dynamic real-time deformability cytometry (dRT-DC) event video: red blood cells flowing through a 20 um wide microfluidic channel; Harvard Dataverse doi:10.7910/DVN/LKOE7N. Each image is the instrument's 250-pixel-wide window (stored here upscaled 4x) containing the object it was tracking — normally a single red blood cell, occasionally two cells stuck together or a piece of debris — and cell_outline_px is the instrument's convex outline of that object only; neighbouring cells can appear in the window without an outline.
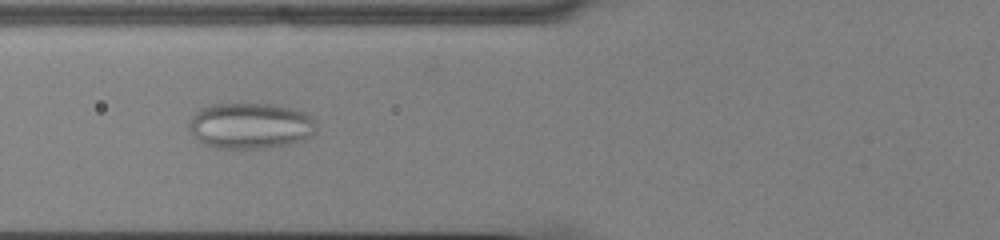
{"species": "common noctule bat (a hibernating species)", "species_latin": "Nyctalus noctula", "temperature_condition": "cold", "stored_images_in_passage": 49, "camera_frame_rate_fps": 3000, "um_per_image_px": 0.085, "animal": {"sex": "male", "body_mass_g": 13.0, "forearm_length_mm": 53.1}, "frame": {"image": 1, "passage_image": 16, "time_ms": 5.0, "image_size_px": [1000, 240], "cell_outline_px": [[316, 132], [312, 136], [304, 140], [288, 144], [264, 148], [216, 148], [204, 144], [196, 140], [188, 128], [188, 124], [192, 116], [200, 108], [212, 104], [272, 104], [292, 108], [304, 112], [316, 120]], "centroid_in_image_um": [21.28, 10.69], "position_along_channel_um": 104.5, "area_um2": 34.39}}
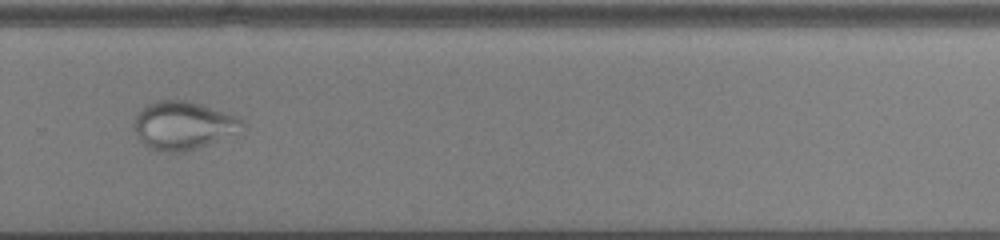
{"frame": {"image": 2, "passage_image": 33, "time_ms": 10.667, "image_size_px": [1000, 240], "cell_outline_px": [[244, 132], [196, 148], [176, 152], [160, 152], [144, 144], [140, 140], [136, 132], [132, 120], [136, 112], [148, 104], [156, 100], [188, 100], [240, 116], [244, 120]], "centroid_in_image_um": [15.62, 10.64], "position_along_channel_um": 314.2, "area_um2": 30.87}}
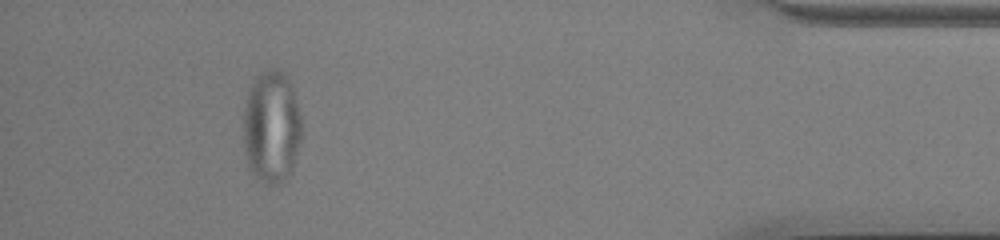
{"frame": {"image": 3, "passage_image": 45, "time_ms": 14.667, "image_size_px": [1000, 240], "cell_outline_px": [[304, 132], [292, 168], [288, 176], [280, 184], [268, 184], [256, 176], [252, 172], [248, 164], [244, 152], [244, 108], [248, 92], [256, 76], [260, 72], [268, 68], [276, 68], [284, 72], [288, 76], [292, 88], [300, 116]], "centroid_in_image_um": [23.1, 10.77], "position_along_channel_um": 412.1, "area_um2": 38.49}}